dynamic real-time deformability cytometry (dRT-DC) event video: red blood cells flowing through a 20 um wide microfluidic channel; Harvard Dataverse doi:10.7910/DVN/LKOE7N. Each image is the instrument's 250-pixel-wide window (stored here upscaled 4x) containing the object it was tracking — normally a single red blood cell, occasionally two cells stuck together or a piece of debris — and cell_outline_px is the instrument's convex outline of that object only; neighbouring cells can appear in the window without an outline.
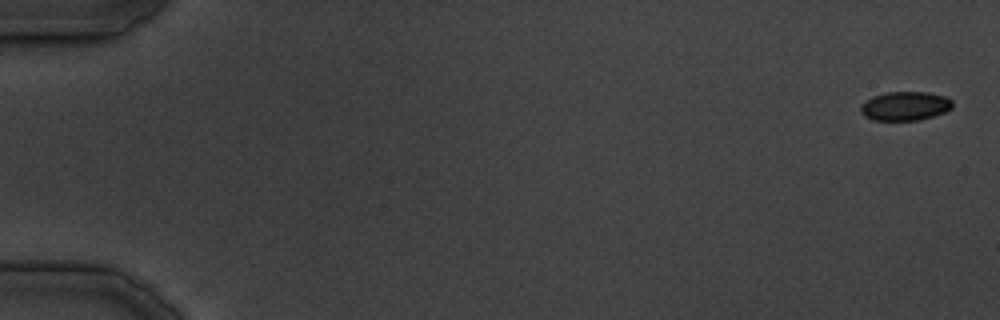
{"species": "common noctule bat (a hibernating species)", "species_latin": "Nyctalus noctula", "temperature_condition": "cold", "stored_images_in_passage": 35, "camera_frame_rate_fps": 3000, "um_per_image_px": 0.085, "animal": {"sex": "male", "body_mass_g": 19.5, "forearm_length_mm": 54.6}, "frame": {"image": 1, "passage_image": 1, "time_ms": 0.0, "image_size_px": [1000, 320], "cell_outline_px": [[952, 108], [944, 112], [920, 120], [872, 120], [864, 116], [860, 112], [860, 104], [864, 100], [872, 96], [884, 92], [928, 92], [948, 96], [952, 100]], "centroid_in_image_um": [76.9, 9.0], "position_along_channel_um": 8.1, "area_um2": 15.78}}